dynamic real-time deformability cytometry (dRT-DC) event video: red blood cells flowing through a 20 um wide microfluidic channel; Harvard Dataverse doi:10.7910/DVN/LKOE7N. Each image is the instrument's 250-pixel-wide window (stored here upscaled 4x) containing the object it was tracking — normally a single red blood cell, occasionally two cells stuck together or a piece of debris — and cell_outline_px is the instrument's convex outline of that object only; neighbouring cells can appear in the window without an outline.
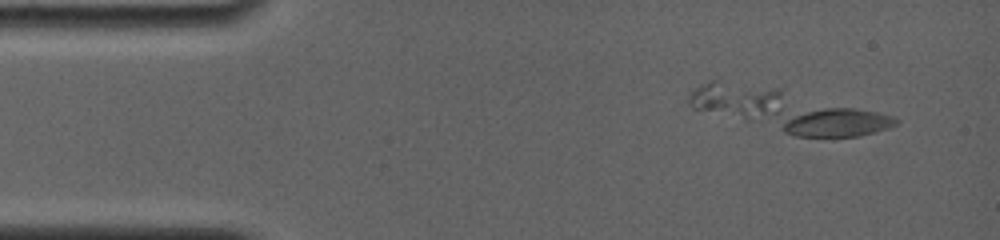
{"species": "common noctule bat (a hibernating species)", "species_latin": "Nyctalus noctula", "temperature_condition": "room temperature", "stored_images_in_passage": 15, "camera_frame_rate_fps": 4000, "um_per_image_px": 0.085, "animal": {"sex": "female", "body_mass_g": 19.0, "forearm_length_mm": 56.7}, "frame": {"image": 1, "passage_image": 1, "time_ms": 0.0, "image_size_px": [1000, 240], "cell_outline_px": [[900, 124], [888, 128], [856, 136], [796, 136], [784, 132], [780, 128], [784, 116], [828, 108], [852, 108], [876, 112], [892, 116], [900, 120]], "centroid_in_image_um": [71.13, 10.42], "position_along_channel_um": 13.9, "area_um2": 18.84}}
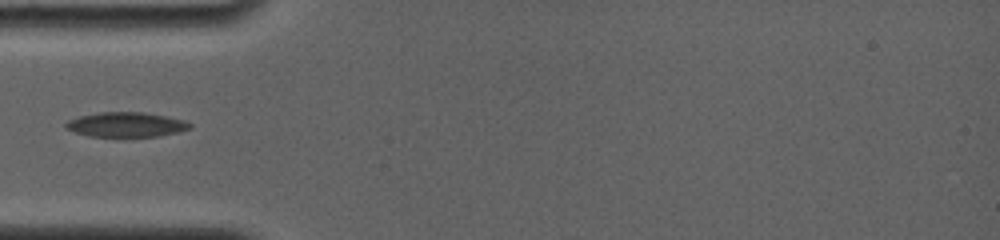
{"frame": {"image": 2, "passage_image": 7, "time_ms": 4.0, "image_size_px": [1000, 240], "cell_outline_px": [[192, 128], [176, 132], [156, 136], [88, 136], [64, 128], [64, 124], [68, 120], [80, 116], [100, 112], [144, 112], [184, 120], [192, 124]], "centroid_in_image_um": [10.7, 10.58], "position_along_channel_um": 74.3, "area_um2": 17.69}}
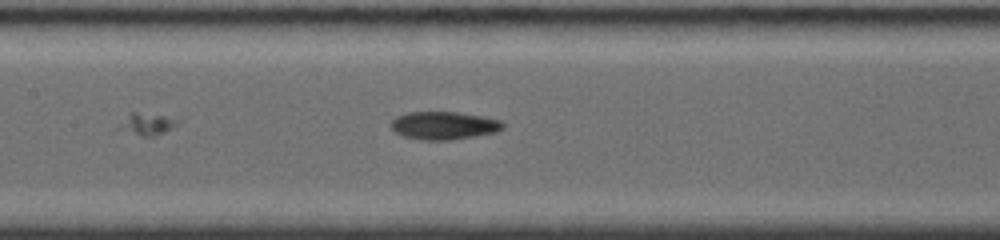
{"frame": {"image": 3, "passage_image": 12, "time_ms": 6.5, "image_size_px": [1000, 240], "cell_outline_px": [[504, 128], [496, 132], [452, 140], [420, 140], [404, 136], [396, 132], [392, 128], [392, 120], [396, 116], [408, 112], [456, 112], [480, 116], [500, 120], [504, 124]], "centroid_in_image_um": [37.73, 10.67], "position_along_channel_um": 169.7, "area_um2": 18.09}}